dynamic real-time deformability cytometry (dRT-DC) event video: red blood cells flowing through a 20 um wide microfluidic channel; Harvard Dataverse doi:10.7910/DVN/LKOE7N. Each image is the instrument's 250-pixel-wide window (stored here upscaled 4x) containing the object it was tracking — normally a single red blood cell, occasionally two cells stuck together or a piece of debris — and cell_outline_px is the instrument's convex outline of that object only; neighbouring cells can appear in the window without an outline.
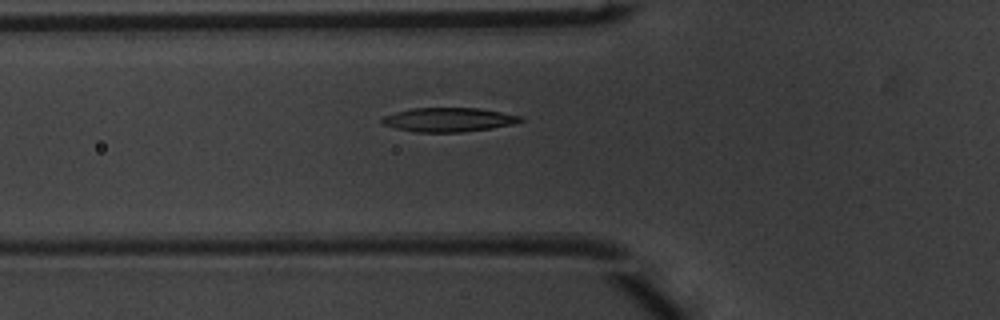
{"species": "common noctule bat (a hibernating species)", "species_latin": "Nyctalus noctula", "temperature_condition": "warm", "stored_images_in_passage": 40, "camera_frame_rate_fps": 3000, "um_per_image_px": 0.085, "animal": {"sex": "male", "body_mass_g": 20.1, "forearm_length_mm": 53.5}, "frame": {"image": 1, "passage_image": 8, "time_ms": 2.333, "image_size_px": [1000, 320], "cell_outline_px": [[524, 120], [512, 124], [492, 128], [464, 132], [416, 132], [396, 128], [384, 124], [380, 120], [384, 116], [396, 112], [412, 108], [476, 108], [500, 112], [520, 116]], "centroid_in_image_um": [38.12, 10.18], "position_along_channel_um": 87.7, "area_um2": 19.19}}
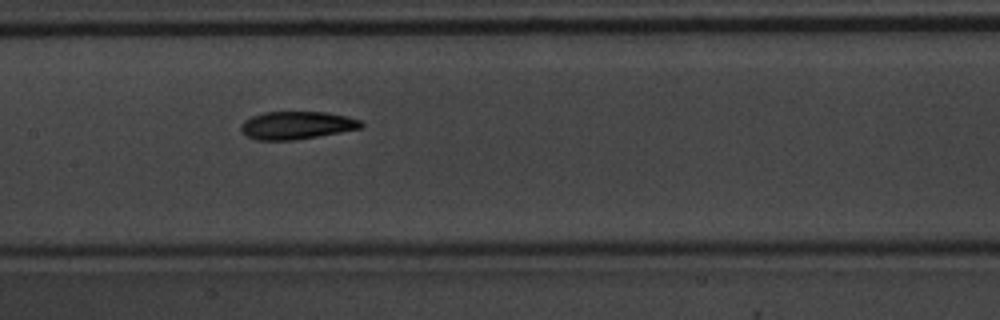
{"frame": {"image": 2, "passage_image": 15, "time_ms": 4.667, "image_size_px": [1000, 320], "cell_outline_px": [[364, 124], [360, 128], [340, 132], [296, 140], [256, 140], [248, 136], [240, 128], [240, 124], [244, 120], [252, 116], [264, 112], [328, 112], [360, 120]], "centroid_in_image_um": [25.2, 10.65], "position_along_channel_um": 182.2, "area_um2": 19.36}}
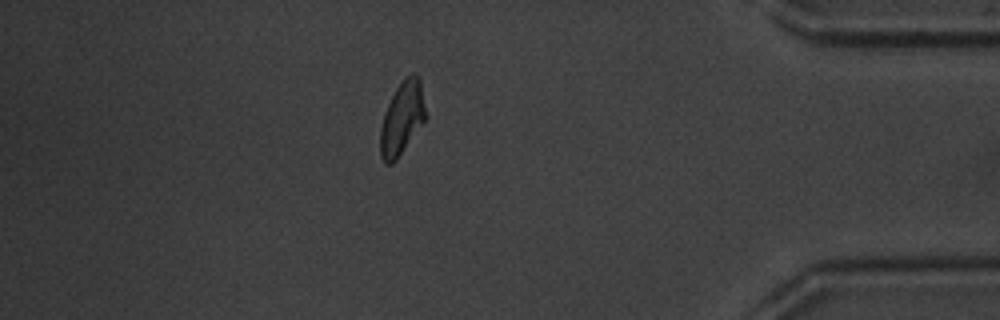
{"frame": {"image": 3, "passage_image": 34, "time_ms": 11.0, "image_size_px": [1000, 320], "cell_outline_px": [[428, 116], [396, 160], [392, 164], [384, 164], [380, 156], [380, 128], [388, 104], [396, 88], [404, 76], [412, 72], [420, 76]], "centroid_in_image_um": [34.2, 10.01], "position_along_channel_um": 401.0, "area_um2": 19.59}, "authors_computed_cell_mechanics": {"area_um2": 19.1896, "velocity_mm_per_s": 4.0197, "shape_relaxation_time_tau1_ms": 3.4909, "shape_relaxation_time_tau2_ms": 2.9226, "deformation_change_tau1": 0.1584, "deformation_change_tau2": 0.0868}}